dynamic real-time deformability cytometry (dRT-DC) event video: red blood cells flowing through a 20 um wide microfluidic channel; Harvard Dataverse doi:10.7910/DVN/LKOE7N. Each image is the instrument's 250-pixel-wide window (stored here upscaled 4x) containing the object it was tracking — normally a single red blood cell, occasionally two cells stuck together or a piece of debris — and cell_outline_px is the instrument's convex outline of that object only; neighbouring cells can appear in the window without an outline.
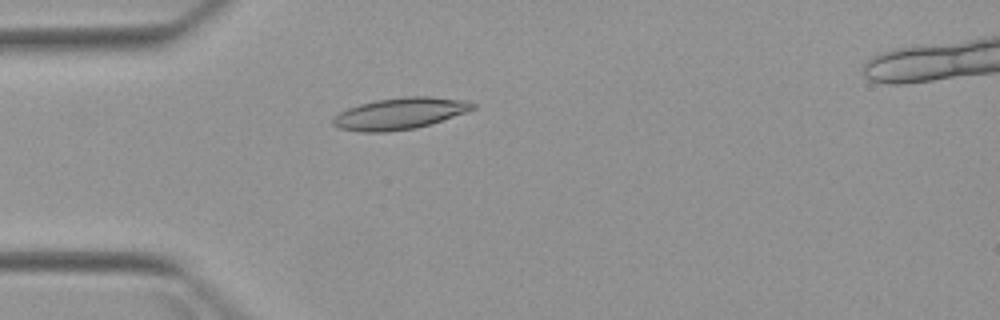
{"species": "Egyptian fruit bat (a non-hibernating species)", "species_latin": "Rousettus aegyptiacus", "temperature_condition": "warm", "stored_images_in_passage": 4, "camera_frame_rate_fps": 3000, "um_per_image_px": 0.085, "animal": {"sex": "female"}, "frame": {"image": 1, "passage_image": 4, "time_ms": 3.333, "image_size_px": [1000, 320], "cell_outline_px": [[476, 108], [416, 128], [384, 132], [360, 132], [340, 128], [332, 124], [332, 116], [348, 108], [360, 104], [376, 100], [404, 96], [428, 96], [468, 100], [476, 104]], "centroid_in_image_um": [33.96, 9.64], "position_along_channel_um": 51.0, "area_um2": 25.55}}